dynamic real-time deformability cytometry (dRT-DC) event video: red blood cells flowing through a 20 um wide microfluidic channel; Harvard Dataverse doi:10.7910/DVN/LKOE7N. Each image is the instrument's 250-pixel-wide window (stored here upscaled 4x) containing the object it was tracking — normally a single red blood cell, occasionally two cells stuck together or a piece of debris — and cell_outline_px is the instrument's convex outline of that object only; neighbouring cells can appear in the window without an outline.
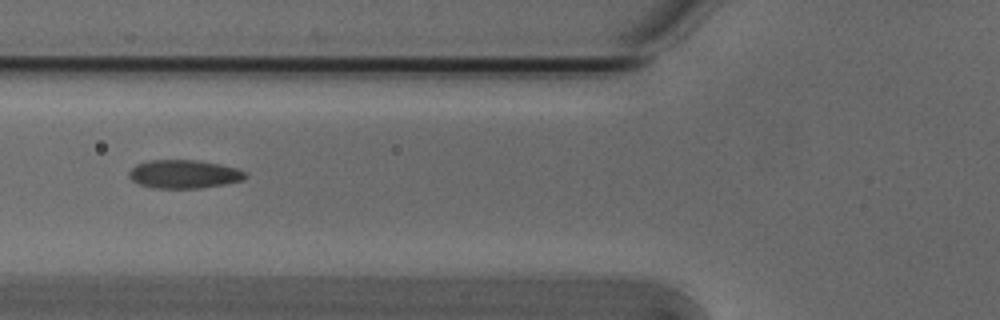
{"species": "Egyptian fruit bat (a non-hibernating species)", "species_latin": "Rousettus aegyptiacus", "temperature_condition": "cold", "stored_images_in_passage": 9, "camera_frame_rate_fps": 3000, "um_per_image_px": 0.085, "animal": {"sex": "male"}, "frame": {"image": 1, "passage_image": 6, "time_ms": 1.667, "image_size_px": [1000, 320], "cell_outline_px": [[248, 176], [240, 180], [224, 184], [200, 188], [156, 188], [140, 184], [132, 180], [128, 176], [128, 172], [136, 164], [148, 160], [196, 160], [220, 164], [236, 168], [244, 172]], "centroid_in_image_um": [15.61, 14.79], "position_along_channel_um": 110.2, "area_um2": 19.13}}
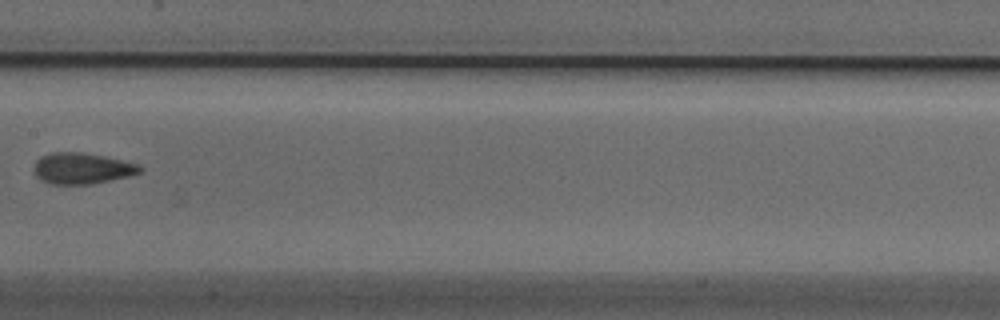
{"frame": {"image": 2, "passage_image": 8, "time_ms": 2.333, "image_size_px": [1000, 320], "cell_outline_px": [[144, 168], [140, 172], [128, 176], [88, 184], [52, 184], [36, 176], [36, 160], [40, 156], [52, 152], [84, 152], [104, 156], [136, 164]], "centroid_in_image_um": [6.96, 14.29], "position_along_channel_um": 200.4, "area_um2": 18.79}}
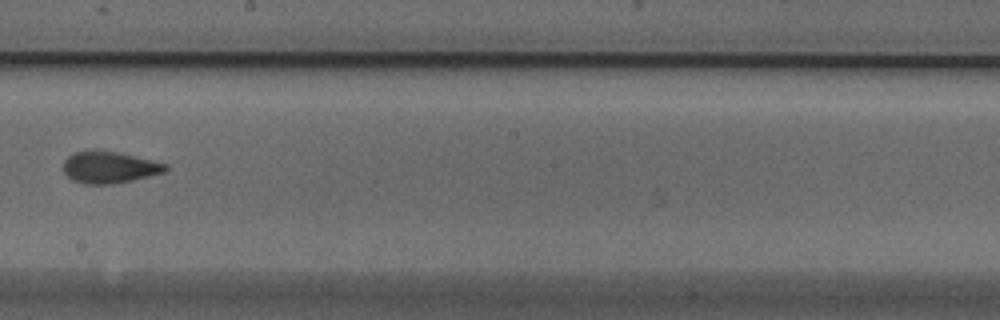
{"frame": {"image": 3, "passage_image": 9, "time_ms": 2.667, "image_size_px": [1000, 320], "cell_outline_px": [[168, 168], [164, 172], [132, 180], [112, 184], [84, 184], [72, 180], [64, 172], [64, 160], [68, 156], [76, 152], [116, 152], [168, 164]], "centroid_in_image_um": [9.29, 14.25], "position_along_channel_um": 238.9, "area_um2": 18.32}}